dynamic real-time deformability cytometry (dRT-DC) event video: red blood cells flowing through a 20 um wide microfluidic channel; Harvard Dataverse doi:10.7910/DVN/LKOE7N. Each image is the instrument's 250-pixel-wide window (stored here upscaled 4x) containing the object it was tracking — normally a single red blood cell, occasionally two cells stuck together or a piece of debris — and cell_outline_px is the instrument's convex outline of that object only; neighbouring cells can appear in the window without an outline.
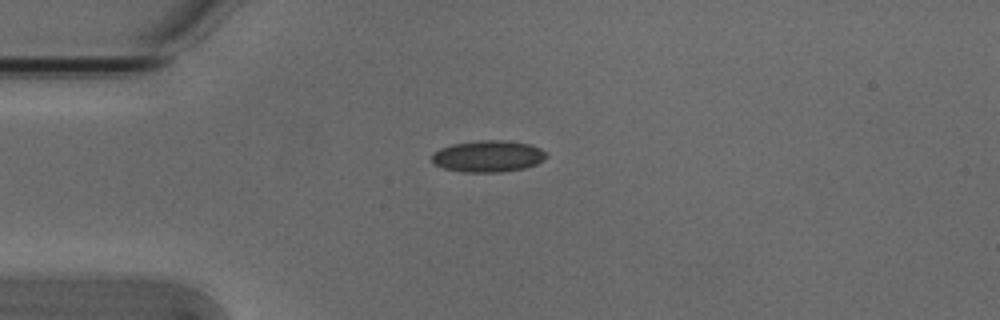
{"species": "Egyptian fruit bat (a non-hibernating species)", "species_latin": "Rousettus aegyptiacus", "temperature_condition": "cold", "stored_images_in_passage": 3, "camera_frame_rate_fps": 3000, "um_per_image_px": 0.085, "animal": {"sex": "male"}, "frame": {"image": 1, "passage_image": 1, "time_ms": 0.0, "image_size_px": [1000, 320], "cell_outline_px": [[548, 156], [544, 160], [536, 164], [524, 168], [500, 172], [460, 172], [444, 168], [432, 164], [432, 152], [440, 148], [452, 144], [484, 140], [500, 140], [532, 144], [540, 148]], "centroid_in_image_um": [41.46, 13.28], "position_along_channel_um": 43.5, "area_um2": 21.15}}